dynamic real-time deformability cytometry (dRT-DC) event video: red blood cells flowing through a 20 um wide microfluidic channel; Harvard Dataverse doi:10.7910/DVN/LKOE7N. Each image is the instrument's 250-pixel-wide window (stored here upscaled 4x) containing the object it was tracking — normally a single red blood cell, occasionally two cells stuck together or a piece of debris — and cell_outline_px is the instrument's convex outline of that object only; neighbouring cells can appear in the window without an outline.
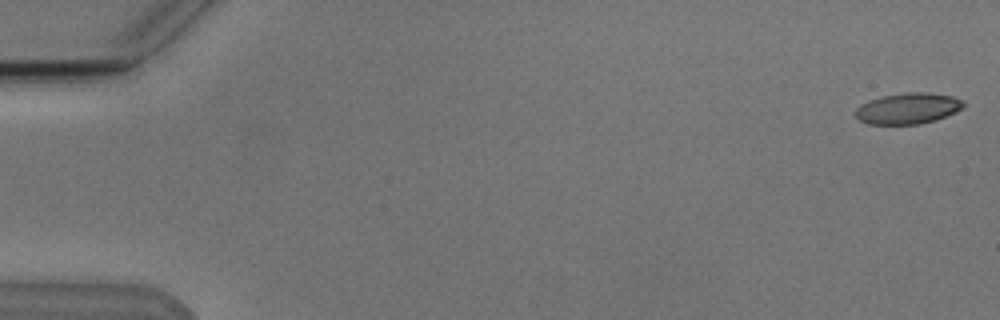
{"species": "Egyptian fruit bat (a non-hibernating species)", "species_latin": "Rousettus aegyptiacus", "temperature_condition": "cold", "stored_images_in_passage": 5, "camera_frame_rate_fps": 3000, "um_per_image_px": 0.085, "animal": {"sex": "male"}, "frame": {"image": 1, "passage_image": 1, "time_ms": 0.0, "image_size_px": [1000, 320], "cell_outline_px": [[964, 108], [956, 112], [936, 120], [920, 124], [868, 124], [860, 120], [856, 116], [856, 108], [860, 104], [868, 100], [884, 96], [904, 92], [928, 92], [952, 96], [960, 100], [964, 104]], "centroid_in_image_um": [77.18, 9.21], "position_along_channel_um": 7.8, "area_um2": 19.54}}